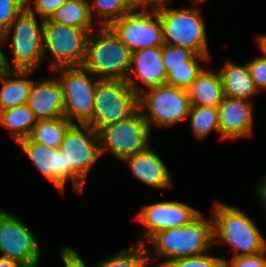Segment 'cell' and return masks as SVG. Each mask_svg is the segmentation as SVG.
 <instances>
[{"instance_id": "obj_13", "label": "cell", "mask_w": 266, "mask_h": 267, "mask_svg": "<svg viewBox=\"0 0 266 267\" xmlns=\"http://www.w3.org/2000/svg\"><path fill=\"white\" fill-rule=\"evenodd\" d=\"M1 257L35 267L40 260V248L31 229L18 217L0 208Z\"/></svg>"}, {"instance_id": "obj_1", "label": "cell", "mask_w": 266, "mask_h": 267, "mask_svg": "<svg viewBox=\"0 0 266 267\" xmlns=\"http://www.w3.org/2000/svg\"><path fill=\"white\" fill-rule=\"evenodd\" d=\"M150 244L154 246V252L149 251L151 250ZM213 244L212 217L206 219L201 213L188 225L158 232L145 245L150 265L157 262V267H164L168 262L178 258L207 253ZM160 257L165 258V261L160 262Z\"/></svg>"}, {"instance_id": "obj_12", "label": "cell", "mask_w": 266, "mask_h": 267, "mask_svg": "<svg viewBox=\"0 0 266 267\" xmlns=\"http://www.w3.org/2000/svg\"><path fill=\"white\" fill-rule=\"evenodd\" d=\"M17 144L37 169L62 194L65 191L67 180L71 181L76 192L83 193L85 182L72 168H67L66 156L60 148L47 147L33 141L30 137L19 140Z\"/></svg>"}, {"instance_id": "obj_20", "label": "cell", "mask_w": 266, "mask_h": 267, "mask_svg": "<svg viewBox=\"0 0 266 267\" xmlns=\"http://www.w3.org/2000/svg\"><path fill=\"white\" fill-rule=\"evenodd\" d=\"M32 73L34 70L9 69L0 74V111L27 103L33 85V80L28 77L32 76ZM14 75L16 78H13Z\"/></svg>"}, {"instance_id": "obj_39", "label": "cell", "mask_w": 266, "mask_h": 267, "mask_svg": "<svg viewBox=\"0 0 266 267\" xmlns=\"http://www.w3.org/2000/svg\"><path fill=\"white\" fill-rule=\"evenodd\" d=\"M0 267H27L18 260L4 258L0 256Z\"/></svg>"}, {"instance_id": "obj_43", "label": "cell", "mask_w": 266, "mask_h": 267, "mask_svg": "<svg viewBox=\"0 0 266 267\" xmlns=\"http://www.w3.org/2000/svg\"><path fill=\"white\" fill-rule=\"evenodd\" d=\"M206 0H191V6H200Z\"/></svg>"}, {"instance_id": "obj_10", "label": "cell", "mask_w": 266, "mask_h": 267, "mask_svg": "<svg viewBox=\"0 0 266 267\" xmlns=\"http://www.w3.org/2000/svg\"><path fill=\"white\" fill-rule=\"evenodd\" d=\"M93 30L67 26L45 19L43 21L44 58L47 50L54 59L49 69L82 66L86 57L89 34Z\"/></svg>"}, {"instance_id": "obj_9", "label": "cell", "mask_w": 266, "mask_h": 267, "mask_svg": "<svg viewBox=\"0 0 266 267\" xmlns=\"http://www.w3.org/2000/svg\"><path fill=\"white\" fill-rule=\"evenodd\" d=\"M150 131L138 109L129 118L97 131L101 155L108 151L116 159L123 161L127 157L144 152L150 147Z\"/></svg>"}, {"instance_id": "obj_41", "label": "cell", "mask_w": 266, "mask_h": 267, "mask_svg": "<svg viewBox=\"0 0 266 267\" xmlns=\"http://www.w3.org/2000/svg\"><path fill=\"white\" fill-rule=\"evenodd\" d=\"M60 254L65 267H69V246L62 247Z\"/></svg>"}, {"instance_id": "obj_38", "label": "cell", "mask_w": 266, "mask_h": 267, "mask_svg": "<svg viewBox=\"0 0 266 267\" xmlns=\"http://www.w3.org/2000/svg\"><path fill=\"white\" fill-rule=\"evenodd\" d=\"M258 186L256 194L259 196L258 198L261 199L266 210V176L261 179V183Z\"/></svg>"}, {"instance_id": "obj_37", "label": "cell", "mask_w": 266, "mask_h": 267, "mask_svg": "<svg viewBox=\"0 0 266 267\" xmlns=\"http://www.w3.org/2000/svg\"><path fill=\"white\" fill-rule=\"evenodd\" d=\"M69 267H87L80 258L78 251L70 247H69Z\"/></svg>"}, {"instance_id": "obj_42", "label": "cell", "mask_w": 266, "mask_h": 267, "mask_svg": "<svg viewBox=\"0 0 266 267\" xmlns=\"http://www.w3.org/2000/svg\"><path fill=\"white\" fill-rule=\"evenodd\" d=\"M257 40V45L260 48V50L262 51L261 53L265 54L266 56V34L264 35H259Z\"/></svg>"}, {"instance_id": "obj_4", "label": "cell", "mask_w": 266, "mask_h": 267, "mask_svg": "<svg viewBox=\"0 0 266 267\" xmlns=\"http://www.w3.org/2000/svg\"><path fill=\"white\" fill-rule=\"evenodd\" d=\"M199 7L176 9L162 4L156 10L162 24L164 44L189 49L196 55L210 56L206 26Z\"/></svg>"}, {"instance_id": "obj_3", "label": "cell", "mask_w": 266, "mask_h": 267, "mask_svg": "<svg viewBox=\"0 0 266 267\" xmlns=\"http://www.w3.org/2000/svg\"><path fill=\"white\" fill-rule=\"evenodd\" d=\"M88 37L83 67L99 79L126 80L132 51L108 27H95ZM96 32V33H95Z\"/></svg>"}, {"instance_id": "obj_16", "label": "cell", "mask_w": 266, "mask_h": 267, "mask_svg": "<svg viewBox=\"0 0 266 267\" xmlns=\"http://www.w3.org/2000/svg\"><path fill=\"white\" fill-rule=\"evenodd\" d=\"M136 79L141 81L146 89L137 86ZM166 79L167 73L162 61V46L146 47L132 52L131 67L126 81L137 95L147 88L165 85Z\"/></svg>"}, {"instance_id": "obj_6", "label": "cell", "mask_w": 266, "mask_h": 267, "mask_svg": "<svg viewBox=\"0 0 266 267\" xmlns=\"http://www.w3.org/2000/svg\"><path fill=\"white\" fill-rule=\"evenodd\" d=\"M139 109L138 95L126 80L99 79L95 88L93 118L87 123L96 132L125 120Z\"/></svg>"}, {"instance_id": "obj_28", "label": "cell", "mask_w": 266, "mask_h": 267, "mask_svg": "<svg viewBox=\"0 0 266 267\" xmlns=\"http://www.w3.org/2000/svg\"><path fill=\"white\" fill-rule=\"evenodd\" d=\"M149 264L146 245L136 243L127 250H120L112 257L100 261L92 267H148Z\"/></svg>"}, {"instance_id": "obj_19", "label": "cell", "mask_w": 266, "mask_h": 267, "mask_svg": "<svg viewBox=\"0 0 266 267\" xmlns=\"http://www.w3.org/2000/svg\"><path fill=\"white\" fill-rule=\"evenodd\" d=\"M122 162L128 165L134 177L152 188L171 189L174 187L171 172L151 146L144 152L125 158Z\"/></svg>"}, {"instance_id": "obj_2", "label": "cell", "mask_w": 266, "mask_h": 267, "mask_svg": "<svg viewBox=\"0 0 266 267\" xmlns=\"http://www.w3.org/2000/svg\"><path fill=\"white\" fill-rule=\"evenodd\" d=\"M213 242L226 243L231 250L240 251L234 256L260 254L266 251V239L254 221L243 211L221 202L213 207Z\"/></svg>"}, {"instance_id": "obj_22", "label": "cell", "mask_w": 266, "mask_h": 267, "mask_svg": "<svg viewBox=\"0 0 266 267\" xmlns=\"http://www.w3.org/2000/svg\"><path fill=\"white\" fill-rule=\"evenodd\" d=\"M192 106H208L218 108L224 99V89L219 72L203 69L187 88Z\"/></svg>"}, {"instance_id": "obj_7", "label": "cell", "mask_w": 266, "mask_h": 267, "mask_svg": "<svg viewBox=\"0 0 266 267\" xmlns=\"http://www.w3.org/2000/svg\"><path fill=\"white\" fill-rule=\"evenodd\" d=\"M52 72L60 73L58 79L63 89L64 116L73 124H87L93 118L99 78L83 66L59 67Z\"/></svg>"}, {"instance_id": "obj_40", "label": "cell", "mask_w": 266, "mask_h": 267, "mask_svg": "<svg viewBox=\"0 0 266 267\" xmlns=\"http://www.w3.org/2000/svg\"><path fill=\"white\" fill-rule=\"evenodd\" d=\"M4 43H5V40L3 37V33H0V45L1 44L3 45ZM6 58H7L6 55L3 53V51L0 48V74L9 70Z\"/></svg>"}, {"instance_id": "obj_8", "label": "cell", "mask_w": 266, "mask_h": 267, "mask_svg": "<svg viewBox=\"0 0 266 267\" xmlns=\"http://www.w3.org/2000/svg\"><path fill=\"white\" fill-rule=\"evenodd\" d=\"M138 105L149 128L169 127L188 118L190 99L187 89L162 85L144 90L138 95Z\"/></svg>"}, {"instance_id": "obj_15", "label": "cell", "mask_w": 266, "mask_h": 267, "mask_svg": "<svg viewBox=\"0 0 266 267\" xmlns=\"http://www.w3.org/2000/svg\"><path fill=\"white\" fill-rule=\"evenodd\" d=\"M201 212L180 201H162L146 205L137 214L136 220L145 226V239L138 243L146 244L155 234L168 228L190 224Z\"/></svg>"}, {"instance_id": "obj_29", "label": "cell", "mask_w": 266, "mask_h": 267, "mask_svg": "<svg viewBox=\"0 0 266 267\" xmlns=\"http://www.w3.org/2000/svg\"><path fill=\"white\" fill-rule=\"evenodd\" d=\"M212 58V56L195 55L190 61H187V66L171 68V72L167 75L166 85L187 89L204 69L199 62H206Z\"/></svg>"}, {"instance_id": "obj_34", "label": "cell", "mask_w": 266, "mask_h": 267, "mask_svg": "<svg viewBox=\"0 0 266 267\" xmlns=\"http://www.w3.org/2000/svg\"><path fill=\"white\" fill-rule=\"evenodd\" d=\"M67 0H26V9L35 15L40 14V19H49L51 15ZM33 3V5H32ZM34 7V9H33Z\"/></svg>"}, {"instance_id": "obj_25", "label": "cell", "mask_w": 266, "mask_h": 267, "mask_svg": "<svg viewBox=\"0 0 266 267\" xmlns=\"http://www.w3.org/2000/svg\"><path fill=\"white\" fill-rule=\"evenodd\" d=\"M72 125L65 116L52 120H38L30 138L47 147L60 148L65 133Z\"/></svg>"}, {"instance_id": "obj_14", "label": "cell", "mask_w": 266, "mask_h": 267, "mask_svg": "<svg viewBox=\"0 0 266 267\" xmlns=\"http://www.w3.org/2000/svg\"><path fill=\"white\" fill-rule=\"evenodd\" d=\"M60 149L66 156L67 168H72L84 182L102 156L97 132L88 124H73L65 133Z\"/></svg>"}, {"instance_id": "obj_31", "label": "cell", "mask_w": 266, "mask_h": 267, "mask_svg": "<svg viewBox=\"0 0 266 267\" xmlns=\"http://www.w3.org/2000/svg\"><path fill=\"white\" fill-rule=\"evenodd\" d=\"M225 260V256L223 258L210 256L207 252L198 256L175 259L164 267H225Z\"/></svg>"}, {"instance_id": "obj_33", "label": "cell", "mask_w": 266, "mask_h": 267, "mask_svg": "<svg viewBox=\"0 0 266 267\" xmlns=\"http://www.w3.org/2000/svg\"><path fill=\"white\" fill-rule=\"evenodd\" d=\"M250 76L259 92L266 90V56L262 53L247 62Z\"/></svg>"}, {"instance_id": "obj_35", "label": "cell", "mask_w": 266, "mask_h": 267, "mask_svg": "<svg viewBox=\"0 0 266 267\" xmlns=\"http://www.w3.org/2000/svg\"><path fill=\"white\" fill-rule=\"evenodd\" d=\"M225 267H266V251L254 255L234 256L230 262L225 260Z\"/></svg>"}, {"instance_id": "obj_26", "label": "cell", "mask_w": 266, "mask_h": 267, "mask_svg": "<svg viewBox=\"0 0 266 267\" xmlns=\"http://www.w3.org/2000/svg\"><path fill=\"white\" fill-rule=\"evenodd\" d=\"M88 2L91 18L93 20L92 16L96 14L99 27L109 26L113 21L135 10L128 0H88Z\"/></svg>"}, {"instance_id": "obj_21", "label": "cell", "mask_w": 266, "mask_h": 267, "mask_svg": "<svg viewBox=\"0 0 266 267\" xmlns=\"http://www.w3.org/2000/svg\"><path fill=\"white\" fill-rule=\"evenodd\" d=\"M225 97L250 99L259 93L247 66L227 61L219 70Z\"/></svg>"}, {"instance_id": "obj_17", "label": "cell", "mask_w": 266, "mask_h": 267, "mask_svg": "<svg viewBox=\"0 0 266 267\" xmlns=\"http://www.w3.org/2000/svg\"><path fill=\"white\" fill-rule=\"evenodd\" d=\"M217 109L220 140H236L253 134L254 115L251 101L224 97Z\"/></svg>"}, {"instance_id": "obj_18", "label": "cell", "mask_w": 266, "mask_h": 267, "mask_svg": "<svg viewBox=\"0 0 266 267\" xmlns=\"http://www.w3.org/2000/svg\"><path fill=\"white\" fill-rule=\"evenodd\" d=\"M26 105L37 121L64 116L63 89L58 76L38 83L33 81Z\"/></svg>"}, {"instance_id": "obj_32", "label": "cell", "mask_w": 266, "mask_h": 267, "mask_svg": "<svg viewBox=\"0 0 266 267\" xmlns=\"http://www.w3.org/2000/svg\"><path fill=\"white\" fill-rule=\"evenodd\" d=\"M25 8L26 0H0V33H4Z\"/></svg>"}, {"instance_id": "obj_30", "label": "cell", "mask_w": 266, "mask_h": 267, "mask_svg": "<svg viewBox=\"0 0 266 267\" xmlns=\"http://www.w3.org/2000/svg\"><path fill=\"white\" fill-rule=\"evenodd\" d=\"M195 55L189 49L164 44L162 46V61L167 75L171 72V68L187 66V61H190Z\"/></svg>"}, {"instance_id": "obj_24", "label": "cell", "mask_w": 266, "mask_h": 267, "mask_svg": "<svg viewBox=\"0 0 266 267\" xmlns=\"http://www.w3.org/2000/svg\"><path fill=\"white\" fill-rule=\"evenodd\" d=\"M36 122L33 112L26 104L0 111V124L16 142L30 137Z\"/></svg>"}, {"instance_id": "obj_36", "label": "cell", "mask_w": 266, "mask_h": 267, "mask_svg": "<svg viewBox=\"0 0 266 267\" xmlns=\"http://www.w3.org/2000/svg\"><path fill=\"white\" fill-rule=\"evenodd\" d=\"M172 0H128L129 4L136 10L138 8L142 10H149V6L152 10H157L162 4H167Z\"/></svg>"}, {"instance_id": "obj_11", "label": "cell", "mask_w": 266, "mask_h": 267, "mask_svg": "<svg viewBox=\"0 0 266 267\" xmlns=\"http://www.w3.org/2000/svg\"><path fill=\"white\" fill-rule=\"evenodd\" d=\"M133 51L164 45L163 29L156 10H133L108 26Z\"/></svg>"}, {"instance_id": "obj_5", "label": "cell", "mask_w": 266, "mask_h": 267, "mask_svg": "<svg viewBox=\"0 0 266 267\" xmlns=\"http://www.w3.org/2000/svg\"><path fill=\"white\" fill-rule=\"evenodd\" d=\"M35 16L25 8L3 33L5 42L12 36L10 47L13 59L6 58L10 70L35 71L44 58V20L40 19L39 25Z\"/></svg>"}, {"instance_id": "obj_27", "label": "cell", "mask_w": 266, "mask_h": 267, "mask_svg": "<svg viewBox=\"0 0 266 267\" xmlns=\"http://www.w3.org/2000/svg\"><path fill=\"white\" fill-rule=\"evenodd\" d=\"M191 130L199 139H203L213 130L220 135L218 109L208 106H192L189 115Z\"/></svg>"}, {"instance_id": "obj_23", "label": "cell", "mask_w": 266, "mask_h": 267, "mask_svg": "<svg viewBox=\"0 0 266 267\" xmlns=\"http://www.w3.org/2000/svg\"><path fill=\"white\" fill-rule=\"evenodd\" d=\"M48 20L85 30H95L88 0H67Z\"/></svg>"}]
</instances>
